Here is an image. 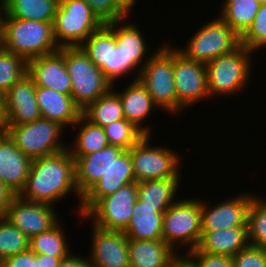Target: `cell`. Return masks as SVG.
<instances>
[{
    "instance_id": "obj_1",
    "label": "cell",
    "mask_w": 266,
    "mask_h": 267,
    "mask_svg": "<svg viewBox=\"0 0 266 267\" xmlns=\"http://www.w3.org/2000/svg\"><path fill=\"white\" fill-rule=\"evenodd\" d=\"M76 196L77 215L80 214L82 196L75 181V160L68 148L58 153L31 161L28 178L19 196L25 200L56 206L69 195ZM65 199V200H64ZM55 204V205H54Z\"/></svg>"
},
{
    "instance_id": "obj_2",
    "label": "cell",
    "mask_w": 266,
    "mask_h": 267,
    "mask_svg": "<svg viewBox=\"0 0 266 267\" xmlns=\"http://www.w3.org/2000/svg\"><path fill=\"white\" fill-rule=\"evenodd\" d=\"M253 55L252 51L241 45L236 50L216 57L205 65L210 100L216 99L217 96L218 99L221 96L226 99V96L232 97L248 89L252 71L255 69Z\"/></svg>"
},
{
    "instance_id": "obj_3",
    "label": "cell",
    "mask_w": 266,
    "mask_h": 267,
    "mask_svg": "<svg viewBox=\"0 0 266 267\" xmlns=\"http://www.w3.org/2000/svg\"><path fill=\"white\" fill-rule=\"evenodd\" d=\"M0 46L26 62L59 51L53 36V23L17 19L6 15Z\"/></svg>"
},
{
    "instance_id": "obj_4",
    "label": "cell",
    "mask_w": 266,
    "mask_h": 267,
    "mask_svg": "<svg viewBox=\"0 0 266 267\" xmlns=\"http://www.w3.org/2000/svg\"><path fill=\"white\" fill-rule=\"evenodd\" d=\"M187 198H178L163 214V240L177 254L196 249L202 235L201 199Z\"/></svg>"
},
{
    "instance_id": "obj_5",
    "label": "cell",
    "mask_w": 266,
    "mask_h": 267,
    "mask_svg": "<svg viewBox=\"0 0 266 267\" xmlns=\"http://www.w3.org/2000/svg\"><path fill=\"white\" fill-rule=\"evenodd\" d=\"M153 54L141 69L138 80L152 97L157 111L177 117V95L174 83V46L169 42ZM168 43V44H167Z\"/></svg>"
},
{
    "instance_id": "obj_6",
    "label": "cell",
    "mask_w": 266,
    "mask_h": 267,
    "mask_svg": "<svg viewBox=\"0 0 266 267\" xmlns=\"http://www.w3.org/2000/svg\"><path fill=\"white\" fill-rule=\"evenodd\" d=\"M64 60L72 81L71 96L81 111L112 88L113 84L80 46L64 47Z\"/></svg>"
},
{
    "instance_id": "obj_7",
    "label": "cell",
    "mask_w": 266,
    "mask_h": 267,
    "mask_svg": "<svg viewBox=\"0 0 266 267\" xmlns=\"http://www.w3.org/2000/svg\"><path fill=\"white\" fill-rule=\"evenodd\" d=\"M184 47L174 45L186 58L204 65L241 46V37L217 14L191 35Z\"/></svg>"
},
{
    "instance_id": "obj_8",
    "label": "cell",
    "mask_w": 266,
    "mask_h": 267,
    "mask_svg": "<svg viewBox=\"0 0 266 267\" xmlns=\"http://www.w3.org/2000/svg\"><path fill=\"white\" fill-rule=\"evenodd\" d=\"M151 140V135H145L129 149L135 181L181 178L183 155L162 143L152 145Z\"/></svg>"
},
{
    "instance_id": "obj_9",
    "label": "cell",
    "mask_w": 266,
    "mask_h": 267,
    "mask_svg": "<svg viewBox=\"0 0 266 267\" xmlns=\"http://www.w3.org/2000/svg\"><path fill=\"white\" fill-rule=\"evenodd\" d=\"M103 25L84 0H59L53 36L59 48L77 47Z\"/></svg>"
},
{
    "instance_id": "obj_10",
    "label": "cell",
    "mask_w": 266,
    "mask_h": 267,
    "mask_svg": "<svg viewBox=\"0 0 266 267\" xmlns=\"http://www.w3.org/2000/svg\"><path fill=\"white\" fill-rule=\"evenodd\" d=\"M64 130L57 122L40 118L22 125H7L5 133L22 153L33 160L67 149L68 143L61 138Z\"/></svg>"
},
{
    "instance_id": "obj_11",
    "label": "cell",
    "mask_w": 266,
    "mask_h": 267,
    "mask_svg": "<svg viewBox=\"0 0 266 267\" xmlns=\"http://www.w3.org/2000/svg\"><path fill=\"white\" fill-rule=\"evenodd\" d=\"M137 199L138 182H132L101 198L84 216L78 214V217L80 222L88 221L103 230L123 231L131 220Z\"/></svg>"
},
{
    "instance_id": "obj_12",
    "label": "cell",
    "mask_w": 266,
    "mask_h": 267,
    "mask_svg": "<svg viewBox=\"0 0 266 267\" xmlns=\"http://www.w3.org/2000/svg\"><path fill=\"white\" fill-rule=\"evenodd\" d=\"M174 83L177 95V118L184 111L209 99L206 66L186 58L174 46ZM186 108V109H185ZM188 109V110H187Z\"/></svg>"
},
{
    "instance_id": "obj_13",
    "label": "cell",
    "mask_w": 266,
    "mask_h": 267,
    "mask_svg": "<svg viewBox=\"0 0 266 267\" xmlns=\"http://www.w3.org/2000/svg\"><path fill=\"white\" fill-rule=\"evenodd\" d=\"M80 47L112 84L125 77V54L116 45L115 34L106 24L93 32Z\"/></svg>"
},
{
    "instance_id": "obj_14",
    "label": "cell",
    "mask_w": 266,
    "mask_h": 267,
    "mask_svg": "<svg viewBox=\"0 0 266 267\" xmlns=\"http://www.w3.org/2000/svg\"><path fill=\"white\" fill-rule=\"evenodd\" d=\"M240 193H236V195L232 197L228 196L225 198L226 200L221 199L220 202L216 201L214 205L208 203V199L205 200V202L202 200L203 198H201L202 231L247 226L250 204L253 198L258 194L257 192L256 194L253 192L251 193L249 190L246 193Z\"/></svg>"
},
{
    "instance_id": "obj_15",
    "label": "cell",
    "mask_w": 266,
    "mask_h": 267,
    "mask_svg": "<svg viewBox=\"0 0 266 267\" xmlns=\"http://www.w3.org/2000/svg\"><path fill=\"white\" fill-rule=\"evenodd\" d=\"M56 207L58 208V205L37 203L15 195L4 217L31 238L50 230L62 219Z\"/></svg>"
},
{
    "instance_id": "obj_16",
    "label": "cell",
    "mask_w": 266,
    "mask_h": 267,
    "mask_svg": "<svg viewBox=\"0 0 266 267\" xmlns=\"http://www.w3.org/2000/svg\"><path fill=\"white\" fill-rule=\"evenodd\" d=\"M130 16L117 21H112L106 23V25L114 32L116 45L122 49L125 54V78L130 75L131 72L135 73L132 76V80L138 79L141 69L148 62V60L153 56V54L161 47L163 44L159 45L153 53L148 51L151 48L149 43H147V38L145 39V32L141 30L139 26L134 24L129 19ZM144 34V35H143ZM134 76V77H133Z\"/></svg>"
},
{
    "instance_id": "obj_17",
    "label": "cell",
    "mask_w": 266,
    "mask_h": 267,
    "mask_svg": "<svg viewBox=\"0 0 266 267\" xmlns=\"http://www.w3.org/2000/svg\"><path fill=\"white\" fill-rule=\"evenodd\" d=\"M89 227L91 249L87 257L93 267H130L128 238L123 231Z\"/></svg>"
},
{
    "instance_id": "obj_18",
    "label": "cell",
    "mask_w": 266,
    "mask_h": 267,
    "mask_svg": "<svg viewBox=\"0 0 266 267\" xmlns=\"http://www.w3.org/2000/svg\"><path fill=\"white\" fill-rule=\"evenodd\" d=\"M7 125H22L42 118L36 101V85L26 73L5 94Z\"/></svg>"
},
{
    "instance_id": "obj_19",
    "label": "cell",
    "mask_w": 266,
    "mask_h": 267,
    "mask_svg": "<svg viewBox=\"0 0 266 267\" xmlns=\"http://www.w3.org/2000/svg\"><path fill=\"white\" fill-rule=\"evenodd\" d=\"M135 181L129 150H124L110 168L83 196L80 215L84 216L101 198Z\"/></svg>"
},
{
    "instance_id": "obj_20",
    "label": "cell",
    "mask_w": 266,
    "mask_h": 267,
    "mask_svg": "<svg viewBox=\"0 0 266 267\" xmlns=\"http://www.w3.org/2000/svg\"><path fill=\"white\" fill-rule=\"evenodd\" d=\"M27 73L32 77L36 86L52 88L63 94L71 95L72 81L65 65L64 47L53 54L29 60Z\"/></svg>"
},
{
    "instance_id": "obj_21",
    "label": "cell",
    "mask_w": 266,
    "mask_h": 267,
    "mask_svg": "<svg viewBox=\"0 0 266 267\" xmlns=\"http://www.w3.org/2000/svg\"><path fill=\"white\" fill-rule=\"evenodd\" d=\"M130 80L131 82L127 83V87L125 85L121 91L119 90L118 92V89H115V87L119 86L117 83L112 85V89L119 95L123 106L124 118L133 123L145 135L152 136L154 131L152 127L154 126H152V123H150L151 125L144 124L158 107L154 104L145 86L138 79L132 80L131 78Z\"/></svg>"
},
{
    "instance_id": "obj_22",
    "label": "cell",
    "mask_w": 266,
    "mask_h": 267,
    "mask_svg": "<svg viewBox=\"0 0 266 267\" xmlns=\"http://www.w3.org/2000/svg\"><path fill=\"white\" fill-rule=\"evenodd\" d=\"M31 161L6 133H0V182L15 195L25 186Z\"/></svg>"
},
{
    "instance_id": "obj_23",
    "label": "cell",
    "mask_w": 266,
    "mask_h": 267,
    "mask_svg": "<svg viewBox=\"0 0 266 267\" xmlns=\"http://www.w3.org/2000/svg\"><path fill=\"white\" fill-rule=\"evenodd\" d=\"M124 149L108 145L97 152L73 158L75 160V181L83 196L108 171Z\"/></svg>"
},
{
    "instance_id": "obj_24",
    "label": "cell",
    "mask_w": 266,
    "mask_h": 267,
    "mask_svg": "<svg viewBox=\"0 0 266 267\" xmlns=\"http://www.w3.org/2000/svg\"><path fill=\"white\" fill-rule=\"evenodd\" d=\"M36 101L42 118L57 122L66 129L72 127L82 114L71 95L52 88L36 86Z\"/></svg>"
},
{
    "instance_id": "obj_25",
    "label": "cell",
    "mask_w": 266,
    "mask_h": 267,
    "mask_svg": "<svg viewBox=\"0 0 266 267\" xmlns=\"http://www.w3.org/2000/svg\"><path fill=\"white\" fill-rule=\"evenodd\" d=\"M170 206L144 205L137 199L131 220L123 230L127 238L136 240H158L163 239V214Z\"/></svg>"
},
{
    "instance_id": "obj_26",
    "label": "cell",
    "mask_w": 266,
    "mask_h": 267,
    "mask_svg": "<svg viewBox=\"0 0 266 267\" xmlns=\"http://www.w3.org/2000/svg\"><path fill=\"white\" fill-rule=\"evenodd\" d=\"M249 245L248 226L202 231L197 249L201 252L233 257Z\"/></svg>"
},
{
    "instance_id": "obj_27",
    "label": "cell",
    "mask_w": 266,
    "mask_h": 267,
    "mask_svg": "<svg viewBox=\"0 0 266 267\" xmlns=\"http://www.w3.org/2000/svg\"><path fill=\"white\" fill-rule=\"evenodd\" d=\"M130 267H171L177 255L163 239L136 240L128 238Z\"/></svg>"
},
{
    "instance_id": "obj_28",
    "label": "cell",
    "mask_w": 266,
    "mask_h": 267,
    "mask_svg": "<svg viewBox=\"0 0 266 267\" xmlns=\"http://www.w3.org/2000/svg\"><path fill=\"white\" fill-rule=\"evenodd\" d=\"M79 127V128H78ZM77 131L68 144V150L73 158L97 152L109 145L104 128L93 124L83 114L74 123Z\"/></svg>"
},
{
    "instance_id": "obj_29",
    "label": "cell",
    "mask_w": 266,
    "mask_h": 267,
    "mask_svg": "<svg viewBox=\"0 0 266 267\" xmlns=\"http://www.w3.org/2000/svg\"><path fill=\"white\" fill-rule=\"evenodd\" d=\"M181 179L164 178L138 182V199L144 205L171 206L178 200V196L180 197L178 192L179 188H182Z\"/></svg>"
},
{
    "instance_id": "obj_30",
    "label": "cell",
    "mask_w": 266,
    "mask_h": 267,
    "mask_svg": "<svg viewBox=\"0 0 266 267\" xmlns=\"http://www.w3.org/2000/svg\"><path fill=\"white\" fill-rule=\"evenodd\" d=\"M218 16L240 37L252 26L260 7L258 0H222Z\"/></svg>"
},
{
    "instance_id": "obj_31",
    "label": "cell",
    "mask_w": 266,
    "mask_h": 267,
    "mask_svg": "<svg viewBox=\"0 0 266 267\" xmlns=\"http://www.w3.org/2000/svg\"><path fill=\"white\" fill-rule=\"evenodd\" d=\"M7 15L17 19L53 23L59 0H4Z\"/></svg>"
},
{
    "instance_id": "obj_32",
    "label": "cell",
    "mask_w": 266,
    "mask_h": 267,
    "mask_svg": "<svg viewBox=\"0 0 266 267\" xmlns=\"http://www.w3.org/2000/svg\"><path fill=\"white\" fill-rule=\"evenodd\" d=\"M61 220L50 230L30 238L29 250L35 254L53 257H67L71 253L66 233Z\"/></svg>"
},
{
    "instance_id": "obj_33",
    "label": "cell",
    "mask_w": 266,
    "mask_h": 267,
    "mask_svg": "<svg viewBox=\"0 0 266 267\" xmlns=\"http://www.w3.org/2000/svg\"><path fill=\"white\" fill-rule=\"evenodd\" d=\"M82 114L93 124L102 128L112 122L125 119L119 95L112 88L91 103L82 111Z\"/></svg>"
},
{
    "instance_id": "obj_34",
    "label": "cell",
    "mask_w": 266,
    "mask_h": 267,
    "mask_svg": "<svg viewBox=\"0 0 266 267\" xmlns=\"http://www.w3.org/2000/svg\"><path fill=\"white\" fill-rule=\"evenodd\" d=\"M247 226L249 244L266 250V196L258 194L253 198Z\"/></svg>"
},
{
    "instance_id": "obj_35",
    "label": "cell",
    "mask_w": 266,
    "mask_h": 267,
    "mask_svg": "<svg viewBox=\"0 0 266 267\" xmlns=\"http://www.w3.org/2000/svg\"><path fill=\"white\" fill-rule=\"evenodd\" d=\"M27 73V62L0 46V93L5 94Z\"/></svg>"
},
{
    "instance_id": "obj_36",
    "label": "cell",
    "mask_w": 266,
    "mask_h": 267,
    "mask_svg": "<svg viewBox=\"0 0 266 267\" xmlns=\"http://www.w3.org/2000/svg\"><path fill=\"white\" fill-rule=\"evenodd\" d=\"M30 238L12 225L5 217L0 218V262L29 249Z\"/></svg>"
},
{
    "instance_id": "obj_37",
    "label": "cell",
    "mask_w": 266,
    "mask_h": 267,
    "mask_svg": "<svg viewBox=\"0 0 266 267\" xmlns=\"http://www.w3.org/2000/svg\"><path fill=\"white\" fill-rule=\"evenodd\" d=\"M104 131L109 145L117 146L124 150H129L145 136L140 129L126 119L112 122L104 127Z\"/></svg>"
},
{
    "instance_id": "obj_38",
    "label": "cell",
    "mask_w": 266,
    "mask_h": 267,
    "mask_svg": "<svg viewBox=\"0 0 266 267\" xmlns=\"http://www.w3.org/2000/svg\"><path fill=\"white\" fill-rule=\"evenodd\" d=\"M241 45L253 53L266 48V3H261L252 26L241 37Z\"/></svg>"
},
{
    "instance_id": "obj_39",
    "label": "cell",
    "mask_w": 266,
    "mask_h": 267,
    "mask_svg": "<svg viewBox=\"0 0 266 267\" xmlns=\"http://www.w3.org/2000/svg\"><path fill=\"white\" fill-rule=\"evenodd\" d=\"M104 23L122 20L131 15V10L121 0H84Z\"/></svg>"
},
{
    "instance_id": "obj_40",
    "label": "cell",
    "mask_w": 266,
    "mask_h": 267,
    "mask_svg": "<svg viewBox=\"0 0 266 267\" xmlns=\"http://www.w3.org/2000/svg\"><path fill=\"white\" fill-rule=\"evenodd\" d=\"M233 267H266V250L248 245L232 257Z\"/></svg>"
},
{
    "instance_id": "obj_41",
    "label": "cell",
    "mask_w": 266,
    "mask_h": 267,
    "mask_svg": "<svg viewBox=\"0 0 266 267\" xmlns=\"http://www.w3.org/2000/svg\"><path fill=\"white\" fill-rule=\"evenodd\" d=\"M199 267H233L232 257L210 254L199 251L197 248L187 253Z\"/></svg>"
},
{
    "instance_id": "obj_42",
    "label": "cell",
    "mask_w": 266,
    "mask_h": 267,
    "mask_svg": "<svg viewBox=\"0 0 266 267\" xmlns=\"http://www.w3.org/2000/svg\"><path fill=\"white\" fill-rule=\"evenodd\" d=\"M0 267H38V258L29 249L14 256L5 258Z\"/></svg>"
},
{
    "instance_id": "obj_43",
    "label": "cell",
    "mask_w": 266,
    "mask_h": 267,
    "mask_svg": "<svg viewBox=\"0 0 266 267\" xmlns=\"http://www.w3.org/2000/svg\"><path fill=\"white\" fill-rule=\"evenodd\" d=\"M78 253H70L67 257L62 259L59 267H93L89 258L82 257V255H78Z\"/></svg>"
},
{
    "instance_id": "obj_44",
    "label": "cell",
    "mask_w": 266,
    "mask_h": 267,
    "mask_svg": "<svg viewBox=\"0 0 266 267\" xmlns=\"http://www.w3.org/2000/svg\"><path fill=\"white\" fill-rule=\"evenodd\" d=\"M14 196L15 194L0 182V218L5 216Z\"/></svg>"
},
{
    "instance_id": "obj_45",
    "label": "cell",
    "mask_w": 266,
    "mask_h": 267,
    "mask_svg": "<svg viewBox=\"0 0 266 267\" xmlns=\"http://www.w3.org/2000/svg\"><path fill=\"white\" fill-rule=\"evenodd\" d=\"M38 258V267H59L62 259L65 257H53L45 254H36Z\"/></svg>"
},
{
    "instance_id": "obj_46",
    "label": "cell",
    "mask_w": 266,
    "mask_h": 267,
    "mask_svg": "<svg viewBox=\"0 0 266 267\" xmlns=\"http://www.w3.org/2000/svg\"><path fill=\"white\" fill-rule=\"evenodd\" d=\"M171 267H199L196 262L187 254H177L171 264Z\"/></svg>"
},
{
    "instance_id": "obj_47",
    "label": "cell",
    "mask_w": 266,
    "mask_h": 267,
    "mask_svg": "<svg viewBox=\"0 0 266 267\" xmlns=\"http://www.w3.org/2000/svg\"><path fill=\"white\" fill-rule=\"evenodd\" d=\"M7 128V117L5 112L4 94L0 93V133H5Z\"/></svg>"
},
{
    "instance_id": "obj_48",
    "label": "cell",
    "mask_w": 266,
    "mask_h": 267,
    "mask_svg": "<svg viewBox=\"0 0 266 267\" xmlns=\"http://www.w3.org/2000/svg\"><path fill=\"white\" fill-rule=\"evenodd\" d=\"M7 12H6V5L4 0H0V42L3 37L4 33V23L6 18Z\"/></svg>"
},
{
    "instance_id": "obj_49",
    "label": "cell",
    "mask_w": 266,
    "mask_h": 267,
    "mask_svg": "<svg viewBox=\"0 0 266 267\" xmlns=\"http://www.w3.org/2000/svg\"><path fill=\"white\" fill-rule=\"evenodd\" d=\"M131 11L137 5V0H121Z\"/></svg>"
},
{
    "instance_id": "obj_50",
    "label": "cell",
    "mask_w": 266,
    "mask_h": 267,
    "mask_svg": "<svg viewBox=\"0 0 266 267\" xmlns=\"http://www.w3.org/2000/svg\"><path fill=\"white\" fill-rule=\"evenodd\" d=\"M260 3H266V0H258Z\"/></svg>"
}]
</instances>
